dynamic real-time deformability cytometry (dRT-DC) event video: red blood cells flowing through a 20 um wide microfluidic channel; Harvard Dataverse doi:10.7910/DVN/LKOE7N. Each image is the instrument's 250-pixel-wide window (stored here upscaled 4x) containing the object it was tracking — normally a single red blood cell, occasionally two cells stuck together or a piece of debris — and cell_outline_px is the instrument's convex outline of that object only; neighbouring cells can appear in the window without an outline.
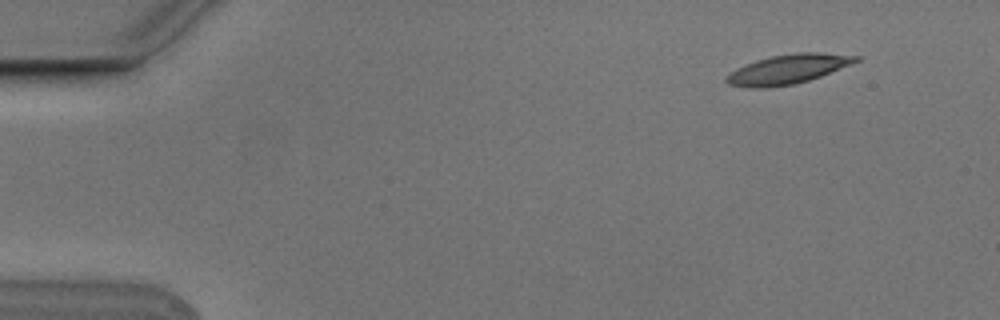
{"species": "Egyptian fruit bat (a non-hibernating species)", "species_latin": "Rousettus aegyptiacus", "temperature_condition": "cold", "stored_images_in_passage": 6, "camera_frame_rate_fps": 3000, "um_per_image_px": 0.085, "animal": {"sex": "male"}, "frame": {"image": 1, "passage_image": 6, "time_ms": 1.667, "image_size_px": [1000, 320], "cell_outline_px": [[860, 60], [820, 76], [796, 84], [768, 88], [748, 88], [728, 84], [724, 80], [732, 72], [756, 60], [772, 56], [796, 52], [820, 52], [860, 56]], "centroid_in_image_um": [66.99, 5.89], "position_along_channel_um": 18.0, "area_um2": 21.91}}